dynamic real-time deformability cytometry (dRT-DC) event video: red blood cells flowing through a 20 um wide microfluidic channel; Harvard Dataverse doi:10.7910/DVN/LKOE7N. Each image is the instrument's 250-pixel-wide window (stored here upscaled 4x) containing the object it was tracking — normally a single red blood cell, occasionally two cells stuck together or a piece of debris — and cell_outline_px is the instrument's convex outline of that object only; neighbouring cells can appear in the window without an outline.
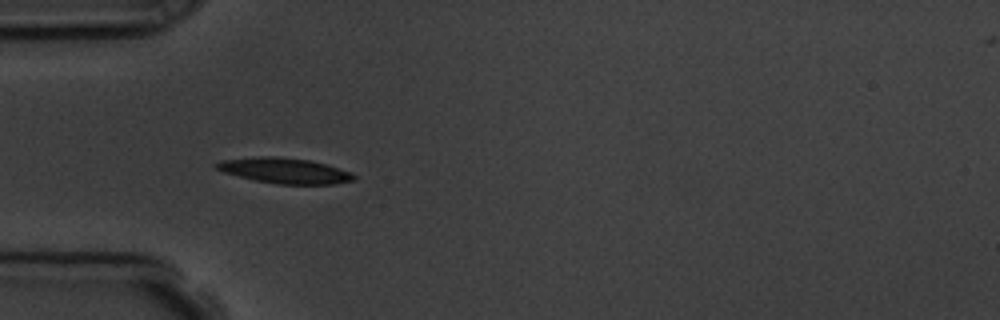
{"species": "common noctule bat (a hibernating species)", "species_latin": "Nyctalus noctula", "temperature_condition": "room temperature", "stored_images_in_passage": 10, "camera_frame_rate_fps": 3000, "um_per_image_px": 0.085, "animal": {"sex": "male", "body_mass_g": 19.5, "forearm_length_mm": 54.6}, "frame": {"image": 1, "passage_image": 4, "time_ms": 3.333, "image_size_px": [1000, 320], "cell_outline_px": [[356, 180], [332, 184], [276, 184], [256, 180], [224, 172], [216, 168], [212, 164], [220, 160], [260, 156], [276, 156], [308, 160], [324, 164], [352, 172], [356, 176]], "centroid_in_image_um": [24.19, 14.5], "position_along_channel_um": 60.8, "area_um2": 20.29}}
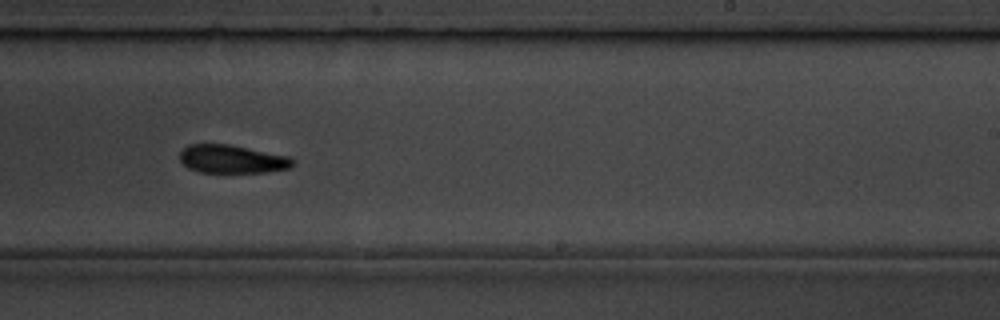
{"frame": {"image": 2, "passage_image": 9, "time_ms": 9.0, "image_size_px": [1000, 320], "cell_outline_px": [[292, 164], [288, 168], [268, 172], [196, 172], [188, 168], [180, 160], [180, 152], [188, 144], [228, 144], [288, 156], [292, 160]], "centroid_in_image_um": [19.66, 13.52], "position_along_channel_um": 269.3, "area_um2": 18.38}}